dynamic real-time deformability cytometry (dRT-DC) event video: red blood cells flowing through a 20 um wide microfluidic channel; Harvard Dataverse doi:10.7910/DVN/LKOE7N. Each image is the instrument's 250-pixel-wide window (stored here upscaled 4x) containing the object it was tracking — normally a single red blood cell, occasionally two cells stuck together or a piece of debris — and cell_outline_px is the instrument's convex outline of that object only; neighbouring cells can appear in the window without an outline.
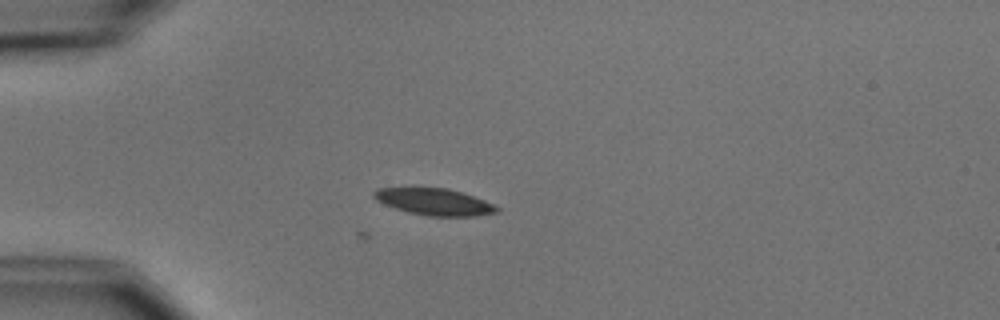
{"species": "common noctule bat (a hibernating species)", "species_latin": "Nyctalus noctula", "temperature_condition": "cold", "stored_images_in_passage": 4, "camera_frame_rate_fps": 3000, "um_per_image_px": 0.085, "animal": {"sex": "male", "body_mass_g": 15.6}, "frame": {"image": 1, "passage_image": 2, "time_ms": 1.333, "image_size_px": [1000, 320], "cell_outline_px": [[500, 208], [496, 212], [476, 216], [428, 216], [408, 212], [384, 204], [376, 200], [372, 196], [372, 192], [376, 188], [448, 188], [484, 200]], "centroid_in_image_um": [36.87, 17.15], "position_along_channel_um": 48.1, "area_um2": 18.96}}